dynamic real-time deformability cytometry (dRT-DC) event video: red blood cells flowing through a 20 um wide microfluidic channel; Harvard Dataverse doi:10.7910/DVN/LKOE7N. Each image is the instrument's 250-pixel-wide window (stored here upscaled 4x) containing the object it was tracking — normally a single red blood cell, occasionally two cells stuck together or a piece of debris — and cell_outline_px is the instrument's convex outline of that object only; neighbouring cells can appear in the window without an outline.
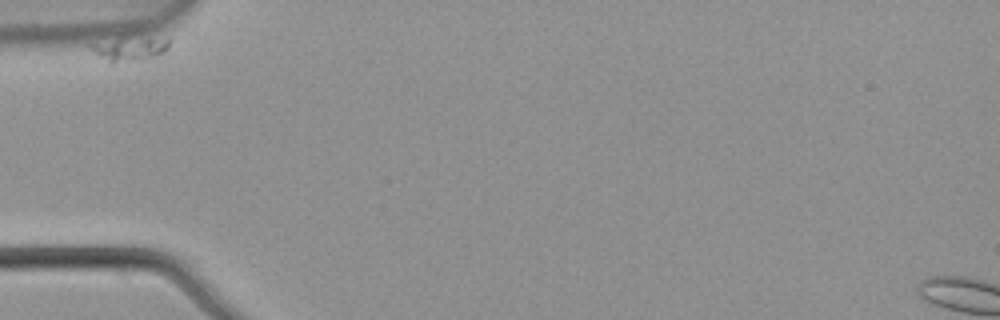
{"species": "common noctule bat (a hibernating species)", "species_latin": "Nyctalus noctula", "temperature_condition": "warm", "stored_images_in_passage": 9, "camera_frame_rate_fps": 3000, "um_per_image_px": 0.085, "animal": {"sex": "male", "body_mass_g": 21.5, "forearm_length_mm": 52.0}, "frame": {"image": 1, "passage_image": 1, "time_ms": 0.0, "image_size_px": [1000, 320], "cell_outline_px": [[168, 48], [164, 52], [152, 56], [112, 64], [108, 64], [88, 44], [120, 36], [124, 36], [168, 40]], "centroid_in_image_um": [10.92, 4.13], "position_along_channel_um": 74.1, "area_um2": 10.75}}
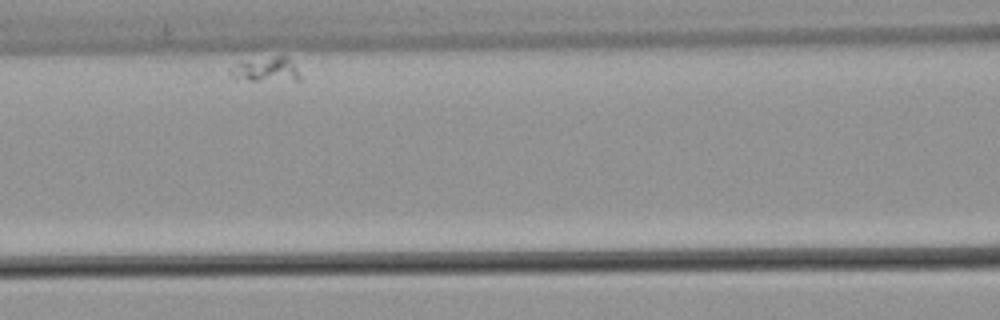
{"frame": {"image": 2, "passage_image": 4, "time_ms": 1.0, "image_size_px": [1000, 320], "cell_outline_px": [[300, 80], [248, 80], [232, 76], [228, 72], [228, 68], [232, 64], [240, 60], [276, 56], [288, 56], [296, 68], [300, 76]], "centroid_in_image_um": [22.54, 5.87], "position_along_channel_um": 144.1, "area_um2": 10.12}}